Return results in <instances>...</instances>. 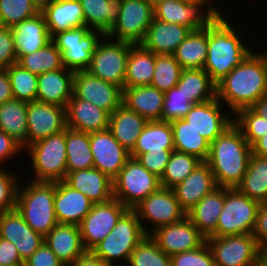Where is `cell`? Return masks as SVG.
<instances>
[{"label": "cell", "instance_id": "cell-1", "mask_svg": "<svg viewBox=\"0 0 267 266\" xmlns=\"http://www.w3.org/2000/svg\"><path fill=\"white\" fill-rule=\"evenodd\" d=\"M217 99L235 115L267 94V66L253 51L216 85ZM224 102V103H223Z\"/></svg>", "mask_w": 267, "mask_h": 266}, {"label": "cell", "instance_id": "cell-2", "mask_svg": "<svg viewBox=\"0 0 267 266\" xmlns=\"http://www.w3.org/2000/svg\"><path fill=\"white\" fill-rule=\"evenodd\" d=\"M252 147L233 123L213 142L205 161L218 187L236 188L243 180Z\"/></svg>", "mask_w": 267, "mask_h": 266}, {"label": "cell", "instance_id": "cell-3", "mask_svg": "<svg viewBox=\"0 0 267 266\" xmlns=\"http://www.w3.org/2000/svg\"><path fill=\"white\" fill-rule=\"evenodd\" d=\"M229 22L220 18L208 24L207 60L203 69L216 85L252 52Z\"/></svg>", "mask_w": 267, "mask_h": 266}, {"label": "cell", "instance_id": "cell-4", "mask_svg": "<svg viewBox=\"0 0 267 266\" xmlns=\"http://www.w3.org/2000/svg\"><path fill=\"white\" fill-rule=\"evenodd\" d=\"M20 184L15 209L35 232L45 237L58 224L54 210L56 182L31 180L24 187Z\"/></svg>", "mask_w": 267, "mask_h": 266}, {"label": "cell", "instance_id": "cell-5", "mask_svg": "<svg viewBox=\"0 0 267 266\" xmlns=\"http://www.w3.org/2000/svg\"><path fill=\"white\" fill-rule=\"evenodd\" d=\"M146 236L136 212L128 209L112 231L90 251L106 264L118 266L114 264L115 260L127 263L131 253Z\"/></svg>", "mask_w": 267, "mask_h": 266}, {"label": "cell", "instance_id": "cell-6", "mask_svg": "<svg viewBox=\"0 0 267 266\" xmlns=\"http://www.w3.org/2000/svg\"><path fill=\"white\" fill-rule=\"evenodd\" d=\"M32 163L33 181H63L67 175L66 129L26 148Z\"/></svg>", "mask_w": 267, "mask_h": 266}, {"label": "cell", "instance_id": "cell-7", "mask_svg": "<svg viewBox=\"0 0 267 266\" xmlns=\"http://www.w3.org/2000/svg\"><path fill=\"white\" fill-rule=\"evenodd\" d=\"M260 203L237 188L225 187L224 206L216 230L209 237L252 234Z\"/></svg>", "mask_w": 267, "mask_h": 266}, {"label": "cell", "instance_id": "cell-8", "mask_svg": "<svg viewBox=\"0 0 267 266\" xmlns=\"http://www.w3.org/2000/svg\"><path fill=\"white\" fill-rule=\"evenodd\" d=\"M104 34L87 26L60 31L52 36V41L61 53L64 67L73 72L86 71L92 54Z\"/></svg>", "mask_w": 267, "mask_h": 266}, {"label": "cell", "instance_id": "cell-9", "mask_svg": "<svg viewBox=\"0 0 267 266\" xmlns=\"http://www.w3.org/2000/svg\"><path fill=\"white\" fill-rule=\"evenodd\" d=\"M160 187V178L150 173L136 158L130 157L113 179V196L128 209H133Z\"/></svg>", "mask_w": 267, "mask_h": 266}, {"label": "cell", "instance_id": "cell-10", "mask_svg": "<svg viewBox=\"0 0 267 266\" xmlns=\"http://www.w3.org/2000/svg\"><path fill=\"white\" fill-rule=\"evenodd\" d=\"M106 38L104 35L97 44L86 71L90 75L112 83L123 90L128 55L133 44Z\"/></svg>", "mask_w": 267, "mask_h": 266}, {"label": "cell", "instance_id": "cell-11", "mask_svg": "<svg viewBox=\"0 0 267 266\" xmlns=\"http://www.w3.org/2000/svg\"><path fill=\"white\" fill-rule=\"evenodd\" d=\"M154 18V6L147 0H120L116 23L105 35L116 41L141 44Z\"/></svg>", "mask_w": 267, "mask_h": 266}, {"label": "cell", "instance_id": "cell-12", "mask_svg": "<svg viewBox=\"0 0 267 266\" xmlns=\"http://www.w3.org/2000/svg\"><path fill=\"white\" fill-rule=\"evenodd\" d=\"M216 266H256L263 253L253 234L207 237Z\"/></svg>", "mask_w": 267, "mask_h": 266}, {"label": "cell", "instance_id": "cell-13", "mask_svg": "<svg viewBox=\"0 0 267 266\" xmlns=\"http://www.w3.org/2000/svg\"><path fill=\"white\" fill-rule=\"evenodd\" d=\"M133 210L136 212L147 235L158 227L179 222L186 216L176 199L174 191L163 187L142 200ZM141 219L153 223L154 227L151 228V231L145 228Z\"/></svg>", "mask_w": 267, "mask_h": 266}, {"label": "cell", "instance_id": "cell-14", "mask_svg": "<svg viewBox=\"0 0 267 266\" xmlns=\"http://www.w3.org/2000/svg\"><path fill=\"white\" fill-rule=\"evenodd\" d=\"M127 210L128 208L115 198L105 203L94 204L79 224L85 249L90 251L101 242Z\"/></svg>", "mask_w": 267, "mask_h": 266}, {"label": "cell", "instance_id": "cell-15", "mask_svg": "<svg viewBox=\"0 0 267 266\" xmlns=\"http://www.w3.org/2000/svg\"><path fill=\"white\" fill-rule=\"evenodd\" d=\"M73 95L91 102L110 115L122 104L123 90L87 71H77L73 78Z\"/></svg>", "mask_w": 267, "mask_h": 266}, {"label": "cell", "instance_id": "cell-16", "mask_svg": "<svg viewBox=\"0 0 267 266\" xmlns=\"http://www.w3.org/2000/svg\"><path fill=\"white\" fill-rule=\"evenodd\" d=\"M149 235L168 256L199 248L206 241L187 216L179 222L158 227Z\"/></svg>", "mask_w": 267, "mask_h": 266}, {"label": "cell", "instance_id": "cell-17", "mask_svg": "<svg viewBox=\"0 0 267 266\" xmlns=\"http://www.w3.org/2000/svg\"><path fill=\"white\" fill-rule=\"evenodd\" d=\"M28 146L67 128L66 108L40 101L28 102Z\"/></svg>", "mask_w": 267, "mask_h": 266}, {"label": "cell", "instance_id": "cell-18", "mask_svg": "<svg viewBox=\"0 0 267 266\" xmlns=\"http://www.w3.org/2000/svg\"><path fill=\"white\" fill-rule=\"evenodd\" d=\"M89 134L93 167L113 180L130 158V152L114 138L108 129Z\"/></svg>", "mask_w": 267, "mask_h": 266}, {"label": "cell", "instance_id": "cell-19", "mask_svg": "<svg viewBox=\"0 0 267 266\" xmlns=\"http://www.w3.org/2000/svg\"><path fill=\"white\" fill-rule=\"evenodd\" d=\"M221 106L217 97L195 104L183 119L211 143L234 123V119H231L233 117L225 115Z\"/></svg>", "mask_w": 267, "mask_h": 266}, {"label": "cell", "instance_id": "cell-20", "mask_svg": "<svg viewBox=\"0 0 267 266\" xmlns=\"http://www.w3.org/2000/svg\"><path fill=\"white\" fill-rule=\"evenodd\" d=\"M0 237L15 244L23 261L44 242V237L35 232L16 209L0 212Z\"/></svg>", "mask_w": 267, "mask_h": 266}, {"label": "cell", "instance_id": "cell-21", "mask_svg": "<svg viewBox=\"0 0 267 266\" xmlns=\"http://www.w3.org/2000/svg\"><path fill=\"white\" fill-rule=\"evenodd\" d=\"M217 187L209 165L203 161L172 190L180 207L187 214L205 195L210 194Z\"/></svg>", "mask_w": 267, "mask_h": 266}, {"label": "cell", "instance_id": "cell-22", "mask_svg": "<svg viewBox=\"0 0 267 266\" xmlns=\"http://www.w3.org/2000/svg\"><path fill=\"white\" fill-rule=\"evenodd\" d=\"M197 4L184 0H161L154 5V18L166 23L180 24L191 31L205 28L213 18Z\"/></svg>", "mask_w": 267, "mask_h": 266}, {"label": "cell", "instance_id": "cell-23", "mask_svg": "<svg viewBox=\"0 0 267 266\" xmlns=\"http://www.w3.org/2000/svg\"><path fill=\"white\" fill-rule=\"evenodd\" d=\"M109 116L105 110L74 95L66 106L67 128L80 132L93 133L107 130Z\"/></svg>", "mask_w": 267, "mask_h": 266}, {"label": "cell", "instance_id": "cell-24", "mask_svg": "<svg viewBox=\"0 0 267 266\" xmlns=\"http://www.w3.org/2000/svg\"><path fill=\"white\" fill-rule=\"evenodd\" d=\"M94 203L70 187L64 180L56 182L54 210L58 223L79 225Z\"/></svg>", "mask_w": 267, "mask_h": 266}, {"label": "cell", "instance_id": "cell-25", "mask_svg": "<svg viewBox=\"0 0 267 266\" xmlns=\"http://www.w3.org/2000/svg\"><path fill=\"white\" fill-rule=\"evenodd\" d=\"M64 181L86 195L94 204L105 203L114 198L113 180L94 167L68 172Z\"/></svg>", "mask_w": 267, "mask_h": 266}, {"label": "cell", "instance_id": "cell-26", "mask_svg": "<svg viewBox=\"0 0 267 266\" xmlns=\"http://www.w3.org/2000/svg\"><path fill=\"white\" fill-rule=\"evenodd\" d=\"M44 242L65 266H71L87 251L76 224L58 223L44 237Z\"/></svg>", "mask_w": 267, "mask_h": 266}, {"label": "cell", "instance_id": "cell-27", "mask_svg": "<svg viewBox=\"0 0 267 266\" xmlns=\"http://www.w3.org/2000/svg\"><path fill=\"white\" fill-rule=\"evenodd\" d=\"M74 73L64 67L39 74L36 100L66 108L73 95Z\"/></svg>", "mask_w": 267, "mask_h": 266}, {"label": "cell", "instance_id": "cell-28", "mask_svg": "<svg viewBox=\"0 0 267 266\" xmlns=\"http://www.w3.org/2000/svg\"><path fill=\"white\" fill-rule=\"evenodd\" d=\"M191 32L188 27L153 18L141 45L156 55H172Z\"/></svg>", "mask_w": 267, "mask_h": 266}, {"label": "cell", "instance_id": "cell-29", "mask_svg": "<svg viewBox=\"0 0 267 266\" xmlns=\"http://www.w3.org/2000/svg\"><path fill=\"white\" fill-rule=\"evenodd\" d=\"M11 30L17 60L23 55L40 50L52 39L41 12L34 17L15 24Z\"/></svg>", "mask_w": 267, "mask_h": 266}, {"label": "cell", "instance_id": "cell-30", "mask_svg": "<svg viewBox=\"0 0 267 266\" xmlns=\"http://www.w3.org/2000/svg\"><path fill=\"white\" fill-rule=\"evenodd\" d=\"M163 103L164 92L151 85L123 88L122 104L147 121H161Z\"/></svg>", "mask_w": 267, "mask_h": 266}, {"label": "cell", "instance_id": "cell-31", "mask_svg": "<svg viewBox=\"0 0 267 266\" xmlns=\"http://www.w3.org/2000/svg\"><path fill=\"white\" fill-rule=\"evenodd\" d=\"M41 13L51 37L60 31L85 26L84 13L79 0H54Z\"/></svg>", "mask_w": 267, "mask_h": 266}, {"label": "cell", "instance_id": "cell-32", "mask_svg": "<svg viewBox=\"0 0 267 266\" xmlns=\"http://www.w3.org/2000/svg\"><path fill=\"white\" fill-rule=\"evenodd\" d=\"M147 122L141 115L121 104L110 114L108 130L128 152H131Z\"/></svg>", "mask_w": 267, "mask_h": 266}, {"label": "cell", "instance_id": "cell-33", "mask_svg": "<svg viewBox=\"0 0 267 266\" xmlns=\"http://www.w3.org/2000/svg\"><path fill=\"white\" fill-rule=\"evenodd\" d=\"M225 187H217L205 195L186 216L207 238L217 228L219 215L224 206Z\"/></svg>", "mask_w": 267, "mask_h": 266}, {"label": "cell", "instance_id": "cell-34", "mask_svg": "<svg viewBox=\"0 0 267 266\" xmlns=\"http://www.w3.org/2000/svg\"><path fill=\"white\" fill-rule=\"evenodd\" d=\"M28 102L12 99L0 104V130L18 142L23 150L28 147Z\"/></svg>", "mask_w": 267, "mask_h": 266}, {"label": "cell", "instance_id": "cell-35", "mask_svg": "<svg viewBox=\"0 0 267 266\" xmlns=\"http://www.w3.org/2000/svg\"><path fill=\"white\" fill-rule=\"evenodd\" d=\"M208 25L192 30L172 54L182 69H203L207 60Z\"/></svg>", "mask_w": 267, "mask_h": 266}, {"label": "cell", "instance_id": "cell-36", "mask_svg": "<svg viewBox=\"0 0 267 266\" xmlns=\"http://www.w3.org/2000/svg\"><path fill=\"white\" fill-rule=\"evenodd\" d=\"M154 68L155 54L141 44H133L128 55L124 87L151 85Z\"/></svg>", "mask_w": 267, "mask_h": 266}, {"label": "cell", "instance_id": "cell-37", "mask_svg": "<svg viewBox=\"0 0 267 266\" xmlns=\"http://www.w3.org/2000/svg\"><path fill=\"white\" fill-rule=\"evenodd\" d=\"M176 87L193 105L217 97L216 84L204 69H183Z\"/></svg>", "mask_w": 267, "mask_h": 266}, {"label": "cell", "instance_id": "cell-38", "mask_svg": "<svg viewBox=\"0 0 267 266\" xmlns=\"http://www.w3.org/2000/svg\"><path fill=\"white\" fill-rule=\"evenodd\" d=\"M84 13L85 26L106 35L119 16L120 0H79Z\"/></svg>", "mask_w": 267, "mask_h": 266}, {"label": "cell", "instance_id": "cell-39", "mask_svg": "<svg viewBox=\"0 0 267 266\" xmlns=\"http://www.w3.org/2000/svg\"><path fill=\"white\" fill-rule=\"evenodd\" d=\"M162 149H175L171 123L148 121L130 152V157L136 158L143 153Z\"/></svg>", "mask_w": 267, "mask_h": 266}, {"label": "cell", "instance_id": "cell-40", "mask_svg": "<svg viewBox=\"0 0 267 266\" xmlns=\"http://www.w3.org/2000/svg\"><path fill=\"white\" fill-rule=\"evenodd\" d=\"M236 188L260 204L267 203V158L252 153L243 180Z\"/></svg>", "mask_w": 267, "mask_h": 266}, {"label": "cell", "instance_id": "cell-41", "mask_svg": "<svg viewBox=\"0 0 267 266\" xmlns=\"http://www.w3.org/2000/svg\"><path fill=\"white\" fill-rule=\"evenodd\" d=\"M174 148L206 161L210 151V142L198 133L184 119L171 122Z\"/></svg>", "mask_w": 267, "mask_h": 266}, {"label": "cell", "instance_id": "cell-42", "mask_svg": "<svg viewBox=\"0 0 267 266\" xmlns=\"http://www.w3.org/2000/svg\"><path fill=\"white\" fill-rule=\"evenodd\" d=\"M67 173L93 167L90 134L66 128Z\"/></svg>", "mask_w": 267, "mask_h": 266}, {"label": "cell", "instance_id": "cell-43", "mask_svg": "<svg viewBox=\"0 0 267 266\" xmlns=\"http://www.w3.org/2000/svg\"><path fill=\"white\" fill-rule=\"evenodd\" d=\"M17 63L36 75L64 68L61 53L52 40L40 50L21 56Z\"/></svg>", "mask_w": 267, "mask_h": 266}, {"label": "cell", "instance_id": "cell-44", "mask_svg": "<svg viewBox=\"0 0 267 266\" xmlns=\"http://www.w3.org/2000/svg\"><path fill=\"white\" fill-rule=\"evenodd\" d=\"M202 162L194 155L174 150L160 178L161 187L172 189L190 175Z\"/></svg>", "mask_w": 267, "mask_h": 266}, {"label": "cell", "instance_id": "cell-45", "mask_svg": "<svg viewBox=\"0 0 267 266\" xmlns=\"http://www.w3.org/2000/svg\"><path fill=\"white\" fill-rule=\"evenodd\" d=\"M182 70L181 65L173 55L155 54V68L151 86L164 93L169 91L171 88L176 87Z\"/></svg>", "mask_w": 267, "mask_h": 266}, {"label": "cell", "instance_id": "cell-46", "mask_svg": "<svg viewBox=\"0 0 267 266\" xmlns=\"http://www.w3.org/2000/svg\"><path fill=\"white\" fill-rule=\"evenodd\" d=\"M129 264V265H128ZM126 266H171V256H168L147 235L131 253ZM122 266H124L122 264Z\"/></svg>", "mask_w": 267, "mask_h": 266}, {"label": "cell", "instance_id": "cell-47", "mask_svg": "<svg viewBox=\"0 0 267 266\" xmlns=\"http://www.w3.org/2000/svg\"><path fill=\"white\" fill-rule=\"evenodd\" d=\"M6 70L11 81L14 99L26 102L35 101L38 75L24 69L18 63L12 64Z\"/></svg>", "mask_w": 267, "mask_h": 266}, {"label": "cell", "instance_id": "cell-48", "mask_svg": "<svg viewBox=\"0 0 267 266\" xmlns=\"http://www.w3.org/2000/svg\"><path fill=\"white\" fill-rule=\"evenodd\" d=\"M39 13L31 0H0V26L12 28Z\"/></svg>", "mask_w": 267, "mask_h": 266}, {"label": "cell", "instance_id": "cell-49", "mask_svg": "<svg viewBox=\"0 0 267 266\" xmlns=\"http://www.w3.org/2000/svg\"><path fill=\"white\" fill-rule=\"evenodd\" d=\"M234 124L242 131L244 138L252 146L259 138L267 135V123L251 108H243L234 116Z\"/></svg>", "mask_w": 267, "mask_h": 266}, {"label": "cell", "instance_id": "cell-50", "mask_svg": "<svg viewBox=\"0 0 267 266\" xmlns=\"http://www.w3.org/2000/svg\"><path fill=\"white\" fill-rule=\"evenodd\" d=\"M193 104L177 87L164 93V103L161 121L171 123L183 119L190 111Z\"/></svg>", "mask_w": 267, "mask_h": 266}, {"label": "cell", "instance_id": "cell-51", "mask_svg": "<svg viewBox=\"0 0 267 266\" xmlns=\"http://www.w3.org/2000/svg\"><path fill=\"white\" fill-rule=\"evenodd\" d=\"M0 167V212L12 211L16 208L19 177Z\"/></svg>", "mask_w": 267, "mask_h": 266}, {"label": "cell", "instance_id": "cell-52", "mask_svg": "<svg viewBox=\"0 0 267 266\" xmlns=\"http://www.w3.org/2000/svg\"><path fill=\"white\" fill-rule=\"evenodd\" d=\"M171 266H216L212 252L205 241L199 248L174 254Z\"/></svg>", "mask_w": 267, "mask_h": 266}, {"label": "cell", "instance_id": "cell-53", "mask_svg": "<svg viewBox=\"0 0 267 266\" xmlns=\"http://www.w3.org/2000/svg\"><path fill=\"white\" fill-rule=\"evenodd\" d=\"M174 150L175 149H162V151H149L138 155L136 159L150 173L161 178Z\"/></svg>", "mask_w": 267, "mask_h": 266}, {"label": "cell", "instance_id": "cell-54", "mask_svg": "<svg viewBox=\"0 0 267 266\" xmlns=\"http://www.w3.org/2000/svg\"><path fill=\"white\" fill-rule=\"evenodd\" d=\"M14 63H17V56L12 30L0 26V69H7Z\"/></svg>", "mask_w": 267, "mask_h": 266}, {"label": "cell", "instance_id": "cell-55", "mask_svg": "<svg viewBox=\"0 0 267 266\" xmlns=\"http://www.w3.org/2000/svg\"><path fill=\"white\" fill-rule=\"evenodd\" d=\"M24 266H65L55 253L45 244L42 245L26 260Z\"/></svg>", "mask_w": 267, "mask_h": 266}, {"label": "cell", "instance_id": "cell-56", "mask_svg": "<svg viewBox=\"0 0 267 266\" xmlns=\"http://www.w3.org/2000/svg\"><path fill=\"white\" fill-rule=\"evenodd\" d=\"M252 234L262 252L267 253V203H261L258 207Z\"/></svg>", "mask_w": 267, "mask_h": 266}, {"label": "cell", "instance_id": "cell-57", "mask_svg": "<svg viewBox=\"0 0 267 266\" xmlns=\"http://www.w3.org/2000/svg\"><path fill=\"white\" fill-rule=\"evenodd\" d=\"M0 266H24L15 244L0 237Z\"/></svg>", "mask_w": 267, "mask_h": 266}, {"label": "cell", "instance_id": "cell-58", "mask_svg": "<svg viewBox=\"0 0 267 266\" xmlns=\"http://www.w3.org/2000/svg\"><path fill=\"white\" fill-rule=\"evenodd\" d=\"M23 152L22 146L8 134L0 130V164Z\"/></svg>", "mask_w": 267, "mask_h": 266}, {"label": "cell", "instance_id": "cell-59", "mask_svg": "<svg viewBox=\"0 0 267 266\" xmlns=\"http://www.w3.org/2000/svg\"><path fill=\"white\" fill-rule=\"evenodd\" d=\"M14 99L11 81L6 69H0V104Z\"/></svg>", "mask_w": 267, "mask_h": 266}, {"label": "cell", "instance_id": "cell-60", "mask_svg": "<svg viewBox=\"0 0 267 266\" xmlns=\"http://www.w3.org/2000/svg\"><path fill=\"white\" fill-rule=\"evenodd\" d=\"M71 266H110L91 251L82 254Z\"/></svg>", "mask_w": 267, "mask_h": 266}, {"label": "cell", "instance_id": "cell-61", "mask_svg": "<svg viewBox=\"0 0 267 266\" xmlns=\"http://www.w3.org/2000/svg\"><path fill=\"white\" fill-rule=\"evenodd\" d=\"M186 3H191V4H197L201 8H204V6L207 8L205 11L208 13L213 19H220L224 18L221 14V12L218 10L217 7L211 6L213 5L212 1L213 0H184ZM211 3V4H210Z\"/></svg>", "mask_w": 267, "mask_h": 266}, {"label": "cell", "instance_id": "cell-62", "mask_svg": "<svg viewBox=\"0 0 267 266\" xmlns=\"http://www.w3.org/2000/svg\"><path fill=\"white\" fill-rule=\"evenodd\" d=\"M250 108L260 117L265 118L267 123V94L260 97Z\"/></svg>", "mask_w": 267, "mask_h": 266}, {"label": "cell", "instance_id": "cell-63", "mask_svg": "<svg viewBox=\"0 0 267 266\" xmlns=\"http://www.w3.org/2000/svg\"><path fill=\"white\" fill-rule=\"evenodd\" d=\"M251 147L253 154L267 158V135L259 138Z\"/></svg>", "mask_w": 267, "mask_h": 266}, {"label": "cell", "instance_id": "cell-64", "mask_svg": "<svg viewBox=\"0 0 267 266\" xmlns=\"http://www.w3.org/2000/svg\"><path fill=\"white\" fill-rule=\"evenodd\" d=\"M31 1L41 12L45 7H47L54 0H31Z\"/></svg>", "mask_w": 267, "mask_h": 266}, {"label": "cell", "instance_id": "cell-65", "mask_svg": "<svg viewBox=\"0 0 267 266\" xmlns=\"http://www.w3.org/2000/svg\"><path fill=\"white\" fill-rule=\"evenodd\" d=\"M256 266H267V253H262L260 255L259 261Z\"/></svg>", "mask_w": 267, "mask_h": 266}, {"label": "cell", "instance_id": "cell-66", "mask_svg": "<svg viewBox=\"0 0 267 266\" xmlns=\"http://www.w3.org/2000/svg\"><path fill=\"white\" fill-rule=\"evenodd\" d=\"M266 51L264 50L263 52H260L258 54L263 58L265 65L267 66V52Z\"/></svg>", "mask_w": 267, "mask_h": 266}, {"label": "cell", "instance_id": "cell-67", "mask_svg": "<svg viewBox=\"0 0 267 266\" xmlns=\"http://www.w3.org/2000/svg\"><path fill=\"white\" fill-rule=\"evenodd\" d=\"M147 1L154 6L161 0H147Z\"/></svg>", "mask_w": 267, "mask_h": 266}]
</instances>
